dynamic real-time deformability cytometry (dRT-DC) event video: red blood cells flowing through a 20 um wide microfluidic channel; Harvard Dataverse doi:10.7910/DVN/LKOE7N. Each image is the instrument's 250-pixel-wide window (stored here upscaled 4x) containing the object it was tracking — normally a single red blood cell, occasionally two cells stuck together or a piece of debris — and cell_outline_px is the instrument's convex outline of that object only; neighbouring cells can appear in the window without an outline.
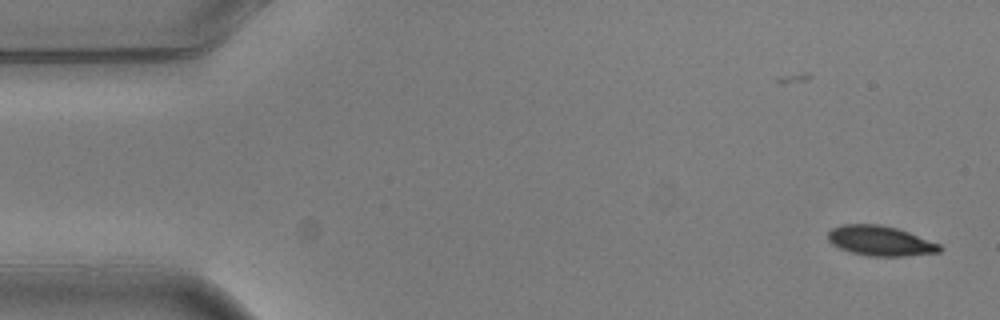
{"species": "common noctule bat (a hibernating species)", "species_latin": "Nyctalus noctula", "temperature_condition": "warm", "stored_images_in_passage": 10, "camera_frame_rate_fps": 3000, "um_per_image_px": 0.085, "animal": {"sex": "male", "body_mass_g": 20.5, "forearm_length_mm": 52.5}, "frame": {"image": 1, "passage_image": 2, "time_ms": 0.333, "image_size_px": [1000, 320], "cell_outline_px": [[944, 248], [940, 252], [904, 256], [868, 256], [852, 252], [840, 248], [832, 244], [828, 240], [828, 232], [832, 228], [840, 224], [880, 224], [896, 228], [908, 232], [940, 244]], "centroid_in_image_um": [74.82, 20.47], "position_along_channel_um": 10.2, "area_um2": 19.48}}
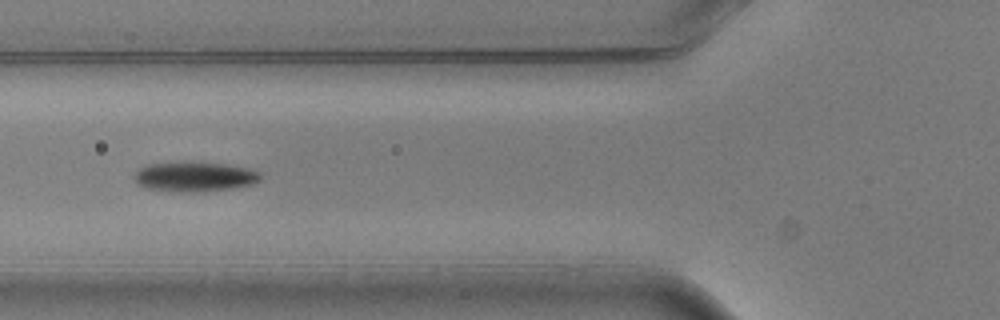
{"frame": {"image": 2, "passage_image": 7, "time_ms": 2.0, "image_size_px": [1000, 320], "cell_outline_px": [[260, 180], [252, 184], [204, 192], [180, 192], [148, 188], [136, 184], [136, 172], [140, 168], [148, 164], [184, 160], [228, 164], [248, 168], [260, 172]], "centroid_in_image_um": [16.54, 14.99], "position_along_channel_um": 109.3, "area_um2": 22.2}}
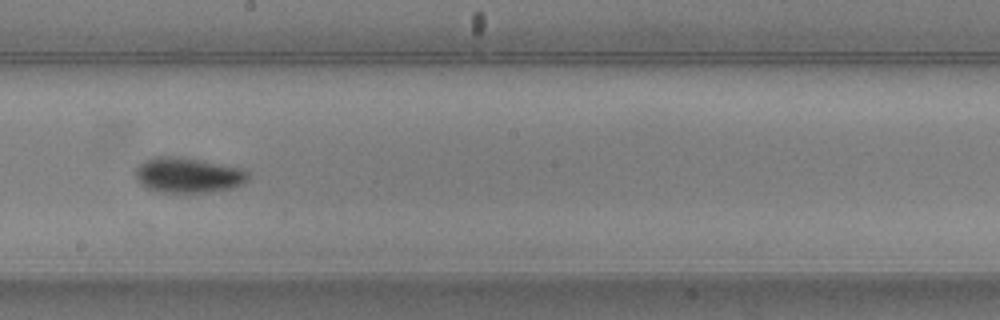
{"frame": {"image": 3, "passage_image": 10, "time_ms": 3.0, "image_size_px": [1000, 320], "cell_outline_px": [[248, 180], [244, 184], [232, 188], [212, 192], [156, 192], [140, 184], [136, 180], [136, 168], [144, 160], [152, 156], [180, 156], [204, 160], [244, 168], [248, 172]], "centroid_in_image_um": [16.0, 14.87], "position_along_channel_um": 232.2, "area_um2": 23.64}}